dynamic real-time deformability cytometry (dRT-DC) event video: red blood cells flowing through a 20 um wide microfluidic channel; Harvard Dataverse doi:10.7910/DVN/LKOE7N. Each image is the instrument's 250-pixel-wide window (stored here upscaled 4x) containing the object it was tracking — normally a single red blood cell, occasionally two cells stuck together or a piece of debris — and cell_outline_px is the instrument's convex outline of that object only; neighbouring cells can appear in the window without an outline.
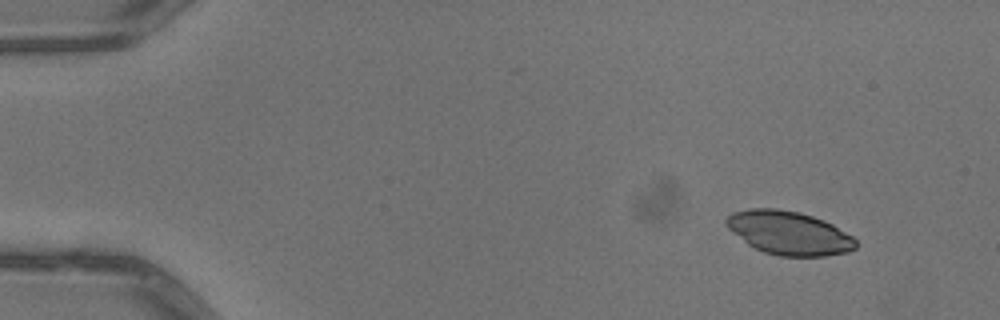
{"species": "common noctule bat (a hibernating species)", "species_latin": "Nyctalus noctula", "temperature_condition": "warm", "stored_images_in_passage": 5, "camera_frame_rate_fps": 3000, "um_per_image_px": 0.085, "animal": {"sex": "male", "body_mass_g": 13.3}, "frame": {"image": 1, "passage_image": 1, "time_ms": 0.0, "image_size_px": [1000, 320], "cell_outline_px": [[856, 248], [848, 252], [824, 256], [780, 256], [764, 252], [748, 244], [728, 228], [724, 224], [724, 220], [732, 212], [752, 208], [776, 208], [800, 212], [824, 220], [832, 224], [852, 236], [856, 240]], "centroid_in_image_um": [67.06, 19.79], "position_along_channel_um": 17.9, "area_um2": 32.83}}